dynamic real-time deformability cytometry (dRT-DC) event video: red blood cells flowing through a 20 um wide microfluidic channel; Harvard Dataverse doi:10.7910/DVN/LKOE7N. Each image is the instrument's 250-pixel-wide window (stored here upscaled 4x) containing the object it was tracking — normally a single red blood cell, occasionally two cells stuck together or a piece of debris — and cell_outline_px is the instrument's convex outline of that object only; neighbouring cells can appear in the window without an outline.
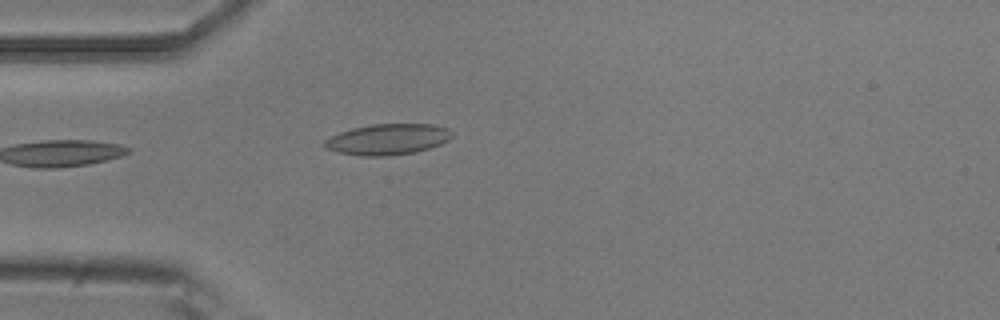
{"species": "common noctule bat (a hibernating species)", "species_latin": "Nyctalus noctula", "temperature_condition": "room temperature", "stored_images_in_passage": 4, "camera_frame_rate_fps": 3000, "um_per_image_px": 0.085, "animal": {"sex": "male", "body_mass_g": 20.5, "forearm_length_mm": 52.5}, "frame": {"image": 1, "passage_image": 4, "time_ms": 1.0, "image_size_px": [1000, 320], "cell_outline_px": [[452, 136], [448, 140], [440, 144], [416, 152], [388, 156], [364, 156], [340, 152], [328, 148], [324, 144], [324, 140], [340, 132], [352, 128], [372, 124], [432, 124], [448, 128], [452, 132]], "centroid_in_image_um": [32.99, 11.83], "position_along_channel_um": 52.0, "area_um2": 22.72}}